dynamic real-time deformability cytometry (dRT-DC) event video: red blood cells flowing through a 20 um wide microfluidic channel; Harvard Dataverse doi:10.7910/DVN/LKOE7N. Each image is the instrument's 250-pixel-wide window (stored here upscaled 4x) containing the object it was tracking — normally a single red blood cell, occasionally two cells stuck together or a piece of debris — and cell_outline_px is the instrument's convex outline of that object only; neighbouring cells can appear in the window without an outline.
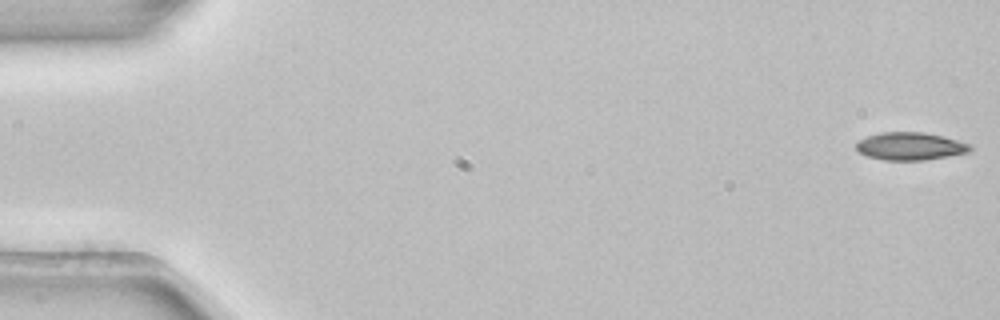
{"species": "common noctule bat (a hibernating species)", "species_latin": "Nyctalus noctula", "temperature_condition": "room temperature", "stored_images_in_passage": 17, "camera_frame_rate_fps": 3000, "um_per_image_px": 0.085, "animal": {"sex": "female", "body_mass_g": 22.7, "forearm_length_mm": 54.2}, "frame": {"image": 1, "passage_image": 1, "time_ms": 0.0, "image_size_px": [1000, 320], "cell_outline_px": [[972, 148], [968, 152], [948, 156], [924, 160], [884, 160], [868, 156], [860, 152], [856, 148], [856, 144], [860, 140], [868, 136], [880, 132], [924, 132], [944, 136], [972, 144]], "centroid_in_image_um": [77.4, 12.42], "position_along_channel_um": 7.6, "area_um2": 18.38}}
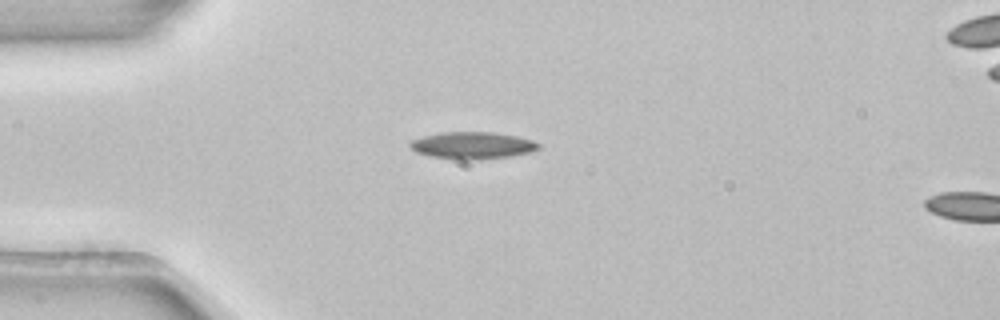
{"frame": {"image": 2, "passage_image": 14, "time_ms": 4.333, "image_size_px": [1000, 320], "cell_outline_px": [[540, 148], [532, 152], [508, 156], [472, 160], [460, 160], [432, 156], [416, 152], [408, 144], [412, 140], [424, 136], [440, 132], [496, 132], [516, 136], [532, 140], [540, 144]], "centroid_in_image_um": [40.17, 12.35], "position_along_channel_um": 44.8, "area_um2": 20.17}}